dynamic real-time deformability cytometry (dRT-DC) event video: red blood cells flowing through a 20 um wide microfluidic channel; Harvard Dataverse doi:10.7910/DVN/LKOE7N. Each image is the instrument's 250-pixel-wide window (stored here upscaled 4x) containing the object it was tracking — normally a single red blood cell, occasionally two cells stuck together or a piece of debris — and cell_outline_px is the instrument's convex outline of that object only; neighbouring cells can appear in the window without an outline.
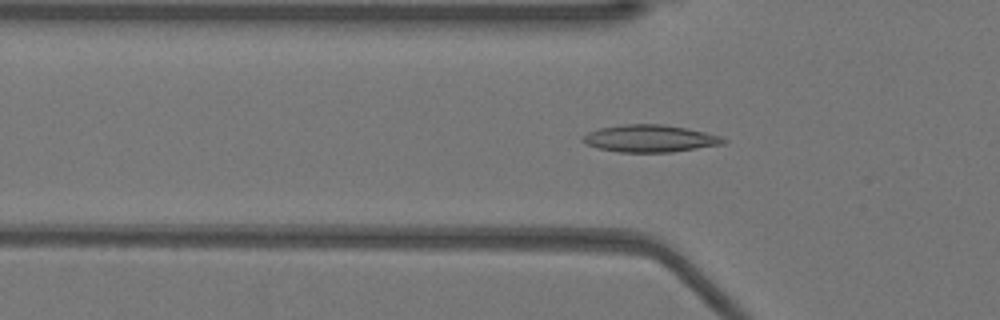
{"species": "Egyptian fruit bat (a non-hibernating species)", "species_latin": "Rousettus aegyptiacus", "temperature_condition": "warm", "stored_images_in_passage": 52, "camera_frame_rate_fps": 3000, "um_per_image_px": 0.085, "animal": {"sex": "female"}, "frame": {"image": 1, "passage_image": 17, "time_ms": 5.333, "image_size_px": [1000, 320], "cell_outline_px": [[728, 140], [724, 144], [672, 152], [620, 152], [596, 148], [580, 140], [580, 136], [588, 132], [600, 128], [624, 124], [664, 124], [704, 132], [720, 136]], "centroid_in_image_um": [55.21, 11.77], "position_along_channel_um": 70.6, "area_um2": 22.31}}
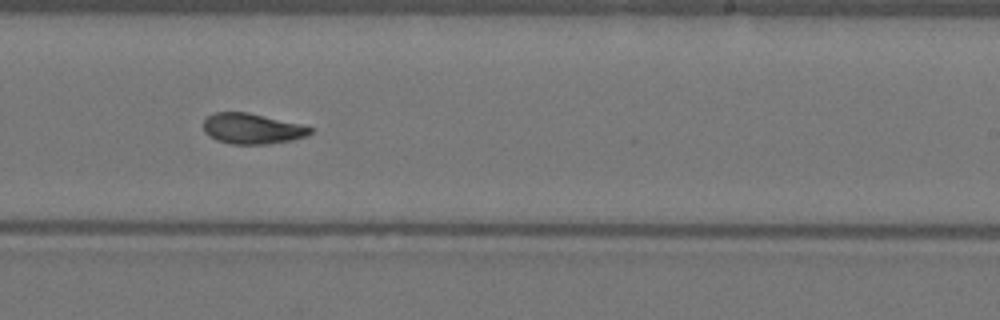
{"frame": {"image": 2, "passage_image": 32, "time_ms": 10.333, "image_size_px": [1000, 320], "cell_outline_px": [[312, 132], [308, 136], [292, 140], [268, 144], [232, 144], [216, 140], [208, 136], [204, 132], [204, 120], [212, 112], [248, 112], [300, 124], [312, 128]], "centroid_in_image_um": [21.41, 10.94], "position_along_channel_um": 267.6, "area_um2": 19.07}}
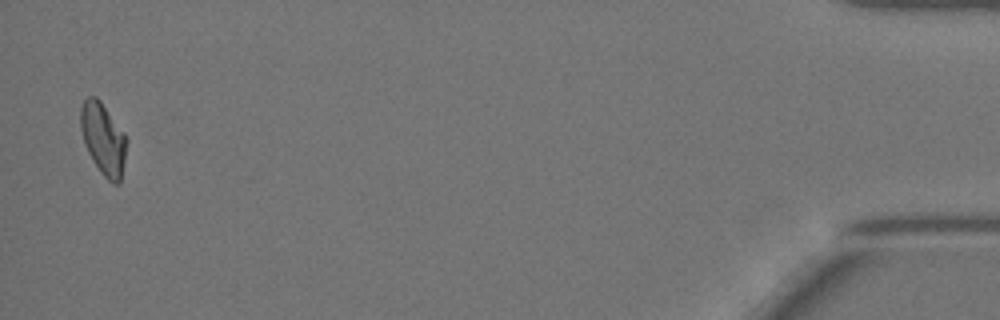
{"frame": {"image": 3, "passage_image": 51, "time_ms": 16.667, "image_size_px": [1000, 320], "cell_outline_px": [[128, 140], [120, 184], [112, 184], [100, 172], [92, 160], [84, 144], [80, 128], [80, 108], [84, 100], [88, 96], [96, 96], [100, 100], [124, 132]], "centroid_in_image_um": [8.77, 11.81], "position_along_channel_um": 426.4, "area_um2": 19.48}, "authors_computed_cell_mechanics": {"area_um2": 19.6231, "velocity_mm_per_s": 3.9311, "shape_relaxation_time_tau1_ms": 6.59, "shape_relaxation_time_tau2_ms": 2.6334, "deformation_change_tau1": 0.1911, "deformation_change_tau2": 0.0658}}